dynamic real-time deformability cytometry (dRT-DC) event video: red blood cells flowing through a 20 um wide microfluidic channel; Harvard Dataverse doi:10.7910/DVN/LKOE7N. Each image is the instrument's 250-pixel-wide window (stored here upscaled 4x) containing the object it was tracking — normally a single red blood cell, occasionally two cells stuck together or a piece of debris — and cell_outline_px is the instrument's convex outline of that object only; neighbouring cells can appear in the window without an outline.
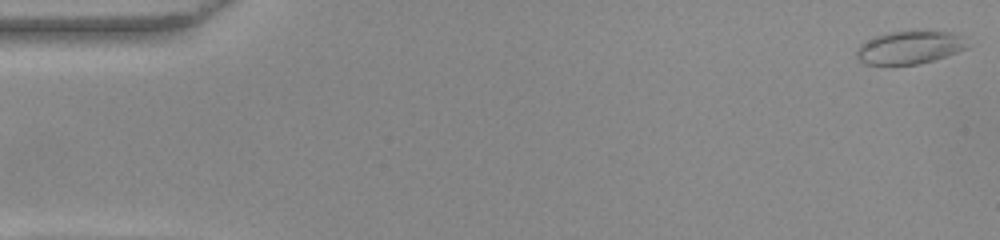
{"species": "common noctule bat (a hibernating species)", "species_latin": "Nyctalus noctula", "temperature_condition": "warm", "stored_images_in_passage": 53, "camera_frame_rate_fps": 3000, "um_per_image_px": 0.085, "animal": {"sex": "female", "body_mass_g": 22.0, "forearm_length_mm": 56.7}, "frame": {"image": 1, "passage_image": 1, "time_ms": 0.0, "image_size_px": [1000, 240], "cell_outline_px": [[968, 48], [932, 60], [916, 64], [864, 64], [856, 56], [856, 52], [860, 44], [876, 36], [888, 32], [952, 32], [964, 36]], "centroid_in_image_um": [77.31, 4.03], "position_along_channel_um": 7.7, "area_um2": 20.81}}
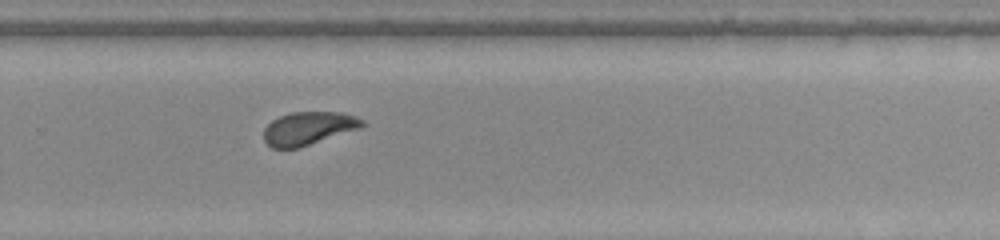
{"frame": {"image": 2, "passage_image": 35, "time_ms": 11.333, "image_size_px": [1000, 240], "cell_outline_px": [[364, 124], [360, 128], [300, 148], [272, 148], [264, 140], [264, 128], [272, 120], [280, 116], [292, 112], [340, 112], [356, 116], [364, 120]], "centroid_in_image_um": [26.22, 10.91], "position_along_channel_um": 303.6, "area_um2": 19.02}}
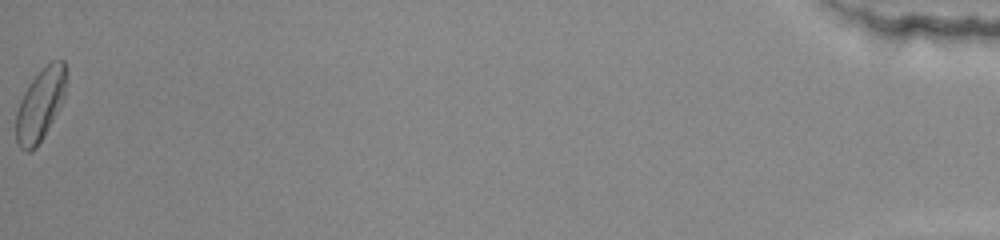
{"frame": {"image": 3, "passage_image": 53, "time_ms": 17.333, "image_size_px": [1000, 240], "cell_outline_px": [[68, 72], [64, 96], [56, 112], [36, 148], [28, 152], [24, 152], [20, 148], [16, 140], [16, 112], [20, 100], [24, 92], [32, 80], [52, 60], [64, 60], [68, 68]], "centroid_in_image_um": [3.43, 8.87], "position_along_channel_um": 431.8, "area_um2": 20.81}, "authors_computed_cell_mechanics": {"area_um2": 19.941, "velocity_mm_per_s": 3.8787, "shape_relaxation_time_tau1_ms": 4.6494, "shape_relaxation_time_tau2_ms": 0.8666, "deformation_change_tau1": 0.1432, "deformation_change_tau2": 0.0503}}